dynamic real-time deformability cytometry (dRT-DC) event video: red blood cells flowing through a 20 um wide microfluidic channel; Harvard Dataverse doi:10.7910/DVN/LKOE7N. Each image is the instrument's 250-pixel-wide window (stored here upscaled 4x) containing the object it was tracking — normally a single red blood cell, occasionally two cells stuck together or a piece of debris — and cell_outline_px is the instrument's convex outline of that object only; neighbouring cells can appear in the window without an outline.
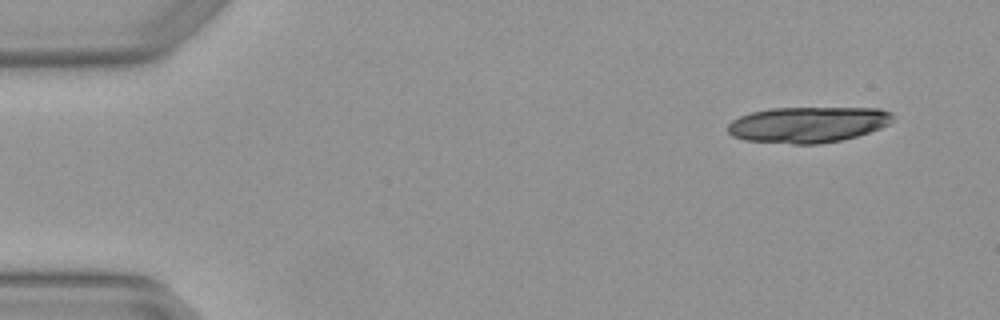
{"species": "Egyptian fruit bat (a non-hibernating species)", "species_latin": "Rousettus aegyptiacus", "temperature_condition": "warm", "stored_images_in_passage": 4, "camera_frame_rate_fps": 3000, "um_per_image_px": 0.085, "animal": {"sex": "female"}, "frame": {"image": 1, "passage_image": 1, "time_ms": 0.0, "image_size_px": [1000, 320], "cell_outline_px": [[892, 120], [888, 124], [880, 128], [856, 136], [840, 140], [820, 144], [792, 144], [744, 140], [732, 136], [728, 132], [728, 124], [732, 120], [740, 116], [752, 112], [768, 108], [880, 108], [892, 112]], "centroid_in_image_um": [68.65, 10.59], "position_along_channel_um": 16.4, "area_um2": 34.51}}